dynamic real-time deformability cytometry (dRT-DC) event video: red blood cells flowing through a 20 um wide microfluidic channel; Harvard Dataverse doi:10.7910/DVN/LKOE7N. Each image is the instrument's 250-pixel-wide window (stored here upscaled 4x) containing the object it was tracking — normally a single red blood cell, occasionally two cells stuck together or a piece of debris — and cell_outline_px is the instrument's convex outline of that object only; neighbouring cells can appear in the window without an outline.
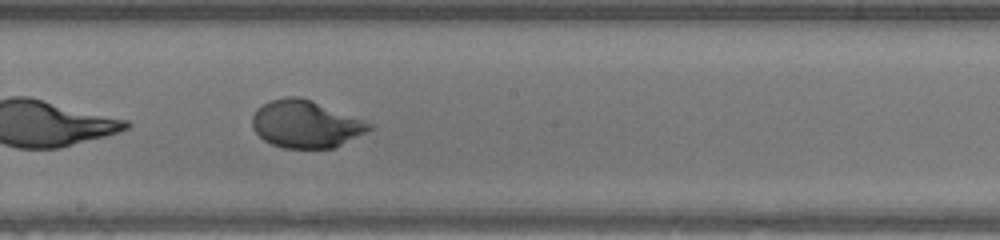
{"species": "human", "species_latin": "Homo sapiens", "temperature_condition": "warm", "stored_images_in_passage": 22, "camera_frame_rate_fps": 3000, "um_per_image_px": 0.085, "donor": {"sex": "male"}, "frame": {"image": 1, "passage_image": 13, "time_ms": 4.0, "image_size_px": [1000, 240], "cell_outline_px": [[376, 124], [372, 128], [332, 148], [284, 148], [272, 144], [264, 140], [252, 128], [252, 116], [256, 108], [268, 100], [284, 96], [296, 96], [312, 100]], "centroid_in_image_um": [25.95, 10.52], "position_along_channel_um": 222.2, "area_um2": 32.31}}
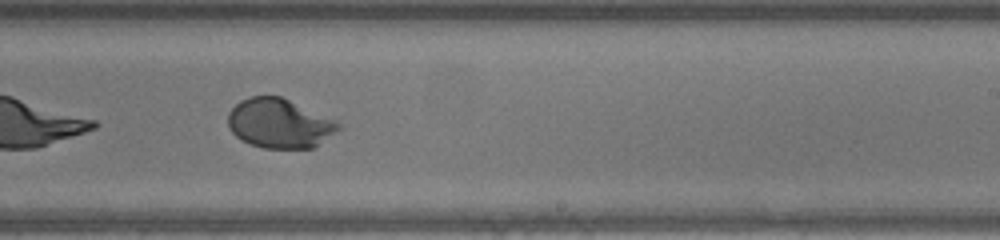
{"frame": {"image": 2, "passage_image": 16, "time_ms": 5.0, "image_size_px": [1000, 240], "cell_outline_px": [[344, 128], [312, 148], [264, 148], [240, 140], [228, 128], [228, 112], [240, 100], [248, 96], [280, 96], [336, 120]], "centroid_in_image_um": [23.76, 10.49], "position_along_channel_um": 265.2, "area_um2": 31.91}}